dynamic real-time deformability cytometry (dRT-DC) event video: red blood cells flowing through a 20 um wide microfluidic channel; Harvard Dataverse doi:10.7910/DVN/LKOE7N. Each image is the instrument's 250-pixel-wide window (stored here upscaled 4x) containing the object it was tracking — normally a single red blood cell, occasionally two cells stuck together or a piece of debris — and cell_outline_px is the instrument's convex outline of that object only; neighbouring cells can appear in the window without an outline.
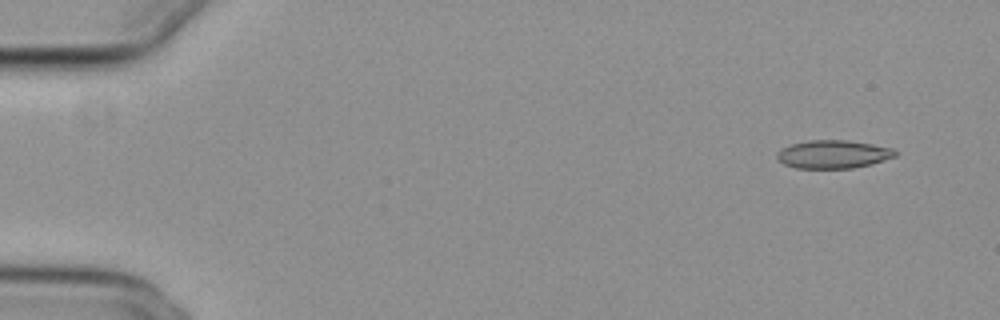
{"species": "common noctule bat (a hibernating species)", "species_latin": "Nyctalus noctula", "temperature_condition": "cold", "stored_images_in_passage": 54, "camera_frame_rate_fps": 3000, "um_per_image_px": 0.085, "animal": {"sex": "female", "body_mass_g": 29.2, "forearm_length_mm": 56.3}, "frame": {"image": 1, "passage_image": 4, "time_ms": 1.0, "image_size_px": [1000, 320], "cell_outline_px": [[896, 156], [868, 164], [852, 168], [796, 168], [784, 164], [776, 160], [776, 152], [780, 148], [792, 144], [808, 140], [844, 140], [872, 144], [892, 148], [896, 152]], "centroid_in_image_um": [70.74, 13.11], "position_along_channel_um": 14.3, "area_um2": 19.31}}
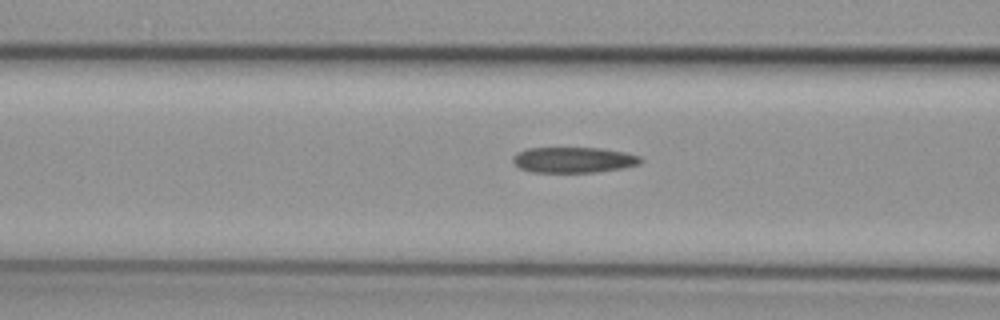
{"frame": {"image": 2, "passage_image": 22, "time_ms": 7.0, "image_size_px": [1000, 320], "cell_outline_px": [[644, 160], [640, 164], [620, 168], [596, 172], [532, 172], [520, 168], [512, 160], [512, 156], [516, 152], [528, 148], [600, 148], [624, 152], [640, 156]], "centroid_in_image_um": [48.74, 13.58], "position_along_channel_um": 117.9, "area_um2": 19.07}}
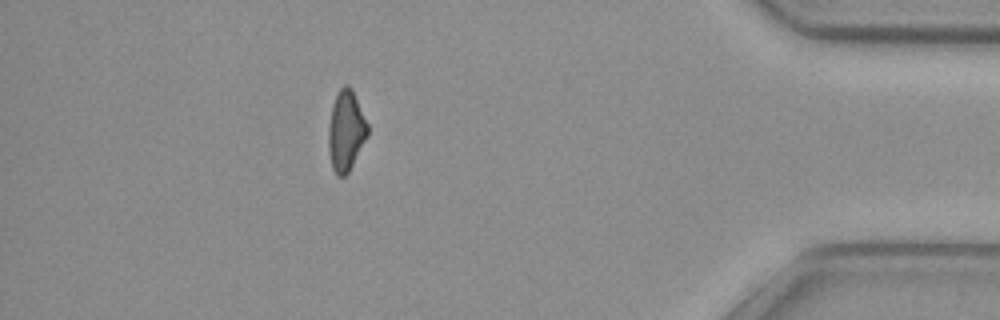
{"frame": {"image": 3, "passage_image": 48, "time_ms": 15.667, "image_size_px": [1000, 320], "cell_outline_px": [[368, 136], [348, 172], [344, 176], [336, 176], [332, 168], [328, 148], [328, 128], [332, 104], [340, 88], [344, 84], [348, 84], [352, 88], [368, 124]], "centroid_in_image_um": [29.4, 11.11], "position_along_channel_um": 405.8, "area_um2": 18.44}}